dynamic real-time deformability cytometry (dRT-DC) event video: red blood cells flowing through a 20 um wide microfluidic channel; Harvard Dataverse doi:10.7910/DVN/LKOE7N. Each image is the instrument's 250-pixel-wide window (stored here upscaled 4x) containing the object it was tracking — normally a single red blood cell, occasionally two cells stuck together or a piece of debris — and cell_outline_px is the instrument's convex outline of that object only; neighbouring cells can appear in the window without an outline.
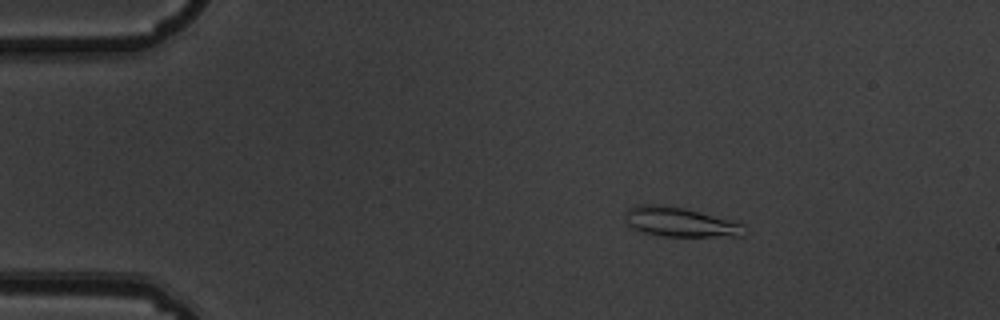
{"species": "common noctule bat (a hibernating species)", "species_latin": "Nyctalus noctula", "temperature_condition": "warm", "stored_images_in_passage": 3, "camera_frame_rate_fps": 3000, "um_per_image_px": 0.085, "animal": {"sex": "male", "body_mass_g": 19.5, "forearm_length_mm": 54.6}, "frame": {"image": 1, "passage_image": 1, "time_ms": 0.0, "image_size_px": [1000, 320], "cell_outline_px": [[744, 236], [664, 236], [644, 232], [632, 228], [628, 224], [624, 216], [624, 212], [628, 208], [636, 204], [664, 204], [684, 208], [700, 212], [744, 224]], "centroid_in_image_um": [57.75, 18.86], "position_along_channel_um": 27.3, "area_um2": 20.46}}